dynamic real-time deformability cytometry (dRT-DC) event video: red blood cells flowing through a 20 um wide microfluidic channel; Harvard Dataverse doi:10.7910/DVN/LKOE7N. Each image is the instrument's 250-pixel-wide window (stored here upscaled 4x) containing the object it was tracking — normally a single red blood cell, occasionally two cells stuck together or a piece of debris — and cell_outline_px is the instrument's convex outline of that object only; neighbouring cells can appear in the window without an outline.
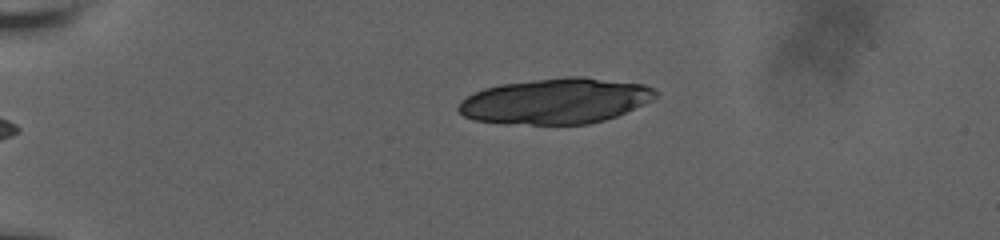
{"species": "human", "species_latin": "Homo sapiens", "temperature_condition": "room temperature", "stored_images_in_passage": 7, "camera_frame_rate_fps": 3000, "um_per_image_px": 0.085, "donor": {"sex": "male"}, "frame": {"image": 1, "passage_image": 1, "time_ms": 0.0, "image_size_px": [1000, 240], "cell_outline_px": [[660, 92], [652, 100], [616, 116], [604, 120], [588, 124], [504, 124], [476, 120], [464, 116], [456, 108], [460, 100], [484, 88], [500, 84], [568, 76], [584, 76], [644, 84]], "centroid_in_image_um": [47.22, 8.58], "position_along_channel_um": 37.8, "area_um2": 52.42}}